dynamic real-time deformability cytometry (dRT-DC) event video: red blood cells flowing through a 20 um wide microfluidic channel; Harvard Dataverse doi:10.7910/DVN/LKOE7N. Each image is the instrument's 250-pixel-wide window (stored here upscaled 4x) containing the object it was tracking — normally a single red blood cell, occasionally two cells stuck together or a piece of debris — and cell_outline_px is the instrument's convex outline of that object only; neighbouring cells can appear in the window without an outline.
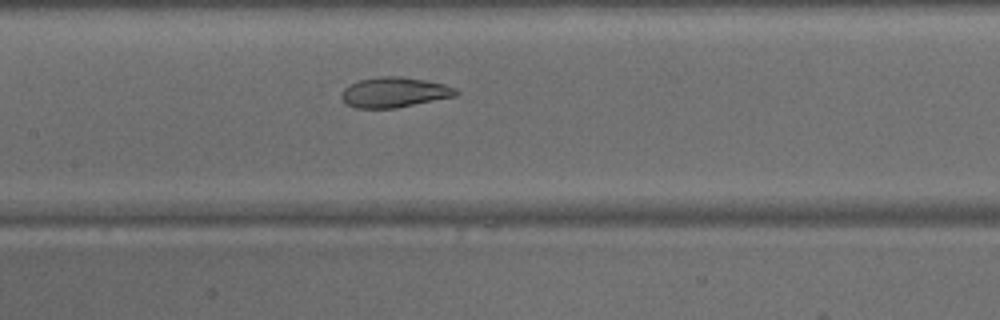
{"species": "common noctule bat (a hibernating species)", "species_latin": "Nyctalus noctula", "temperature_condition": "warm", "stored_images_in_passage": 39, "camera_frame_rate_fps": 3000, "um_per_image_px": 0.085, "animal": {"sex": "male", "body_mass_g": 15.6}, "frame": {"image": 1, "passage_image": 14, "time_ms": 4.333, "image_size_px": [1000, 320], "cell_outline_px": [[460, 92], [456, 96], [396, 108], [356, 108], [344, 104], [340, 96], [340, 92], [344, 88], [360, 80], [376, 76], [400, 76], [424, 80], [444, 84], [456, 88]], "centroid_in_image_um": [33.49, 7.85], "position_along_channel_um": 173.9, "area_um2": 20.29}}
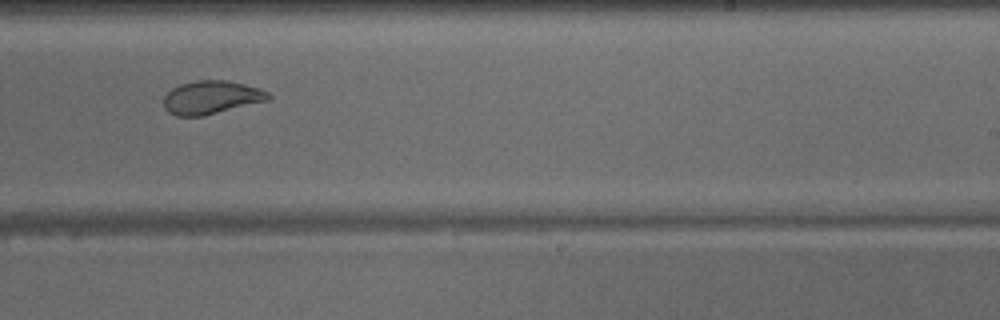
{"frame": {"image": 2, "passage_image": 21, "time_ms": 6.667, "image_size_px": [1000, 320], "cell_outline_px": [[272, 100], [204, 116], [176, 116], [168, 112], [164, 108], [164, 96], [172, 88], [180, 84], [196, 80], [228, 80], [260, 88], [268, 92], [272, 96]], "centroid_in_image_um": [18.0, 8.28], "position_along_channel_um": 271.0, "area_um2": 20.69}}
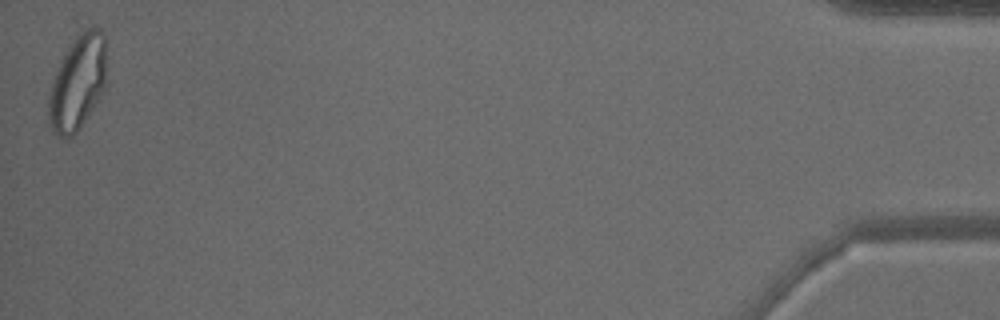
{"frame": {"image": 3, "passage_image": 39, "time_ms": 12.667, "image_size_px": [1000, 320], "cell_outline_px": [[104, 88], [92, 108], [76, 132], [72, 136], [56, 136], [52, 132], [48, 124], [48, 92], [52, 80], [68, 48], [88, 28], [100, 28], [104, 32]], "centroid_in_image_um": [6.54, 7.09], "position_along_channel_um": 428.7, "area_um2": 30.87}}